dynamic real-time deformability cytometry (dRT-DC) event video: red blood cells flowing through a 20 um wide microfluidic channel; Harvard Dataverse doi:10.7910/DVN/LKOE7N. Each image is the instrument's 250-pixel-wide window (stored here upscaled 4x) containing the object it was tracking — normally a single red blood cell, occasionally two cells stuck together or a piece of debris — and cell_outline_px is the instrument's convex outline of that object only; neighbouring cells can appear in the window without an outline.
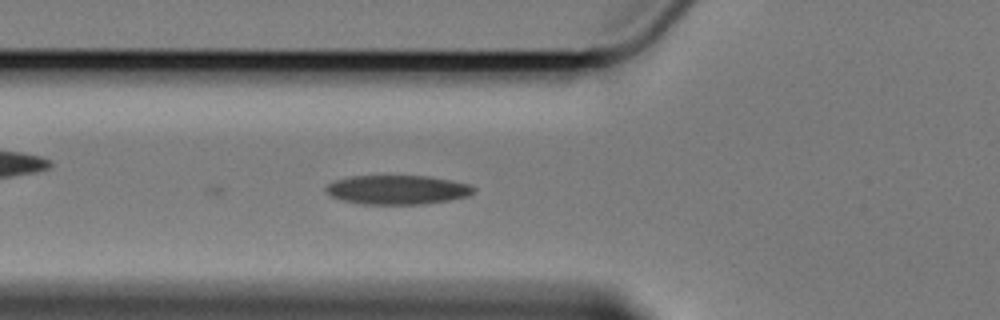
{"species": "Egyptian fruit bat (a non-hibernating species)", "species_latin": "Rousettus aegyptiacus", "temperature_condition": "cold", "stored_images_in_passage": 3, "camera_frame_rate_fps": 3000, "um_per_image_px": 0.085, "animal": {"sex": "female"}, "frame": {"image": 1, "passage_image": 3, "time_ms": 0.667, "image_size_px": [1000, 320], "cell_outline_px": [[476, 192], [468, 196], [448, 200], [420, 204], [360, 204], [344, 200], [332, 196], [324, 192], [324, 188], [328, 184], [336, 180], [352, 176], [432, 176], [472, 184], [476, 188]], "centroid_in_image_um": [33.82, 16.12], "position_along_channel_um": 92.0, "area_um2": 25.26}}